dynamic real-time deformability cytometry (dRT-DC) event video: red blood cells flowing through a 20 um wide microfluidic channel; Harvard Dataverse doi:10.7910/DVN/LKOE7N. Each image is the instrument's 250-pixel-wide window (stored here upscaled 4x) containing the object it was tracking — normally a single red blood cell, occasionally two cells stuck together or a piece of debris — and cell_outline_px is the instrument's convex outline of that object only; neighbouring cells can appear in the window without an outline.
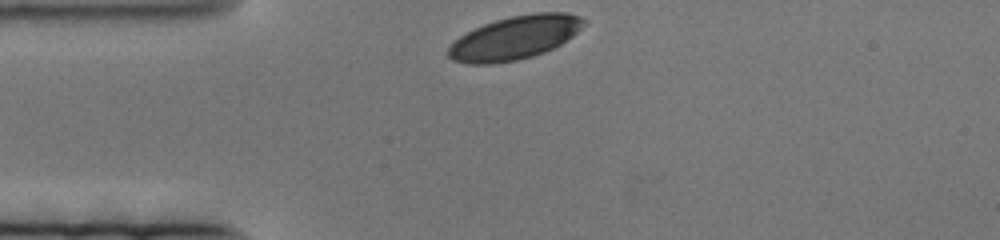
{"species": "human", "species_latin": "Homo sapiens", "temperature_condition": "cold", "stored_images_in_passage": 48, "camera_frame_rate_fps": 3000, "um_per_image_px": 0.085, "donor": {"sex": "female"}, "frame": {"image": 1, "passage_image": 1, "time_ms": 0.0, "image_size_px": [1000, 240], "cell_outline_px": [[588, 20], [572, 36], [560, 44], [544, 52], [532, 56], [516, 60], [492, 64], [468, 64], [452, 60], [448, 56], [448, 48], [460, 36], [484, 24], [496, 20], [512, 16], [536, 12], [564, 12], [580, 16]], "centroid_in_image_um": [43.77, 3.21], "position_along_channel_um": 41.2, "area_um2": 33.99}}
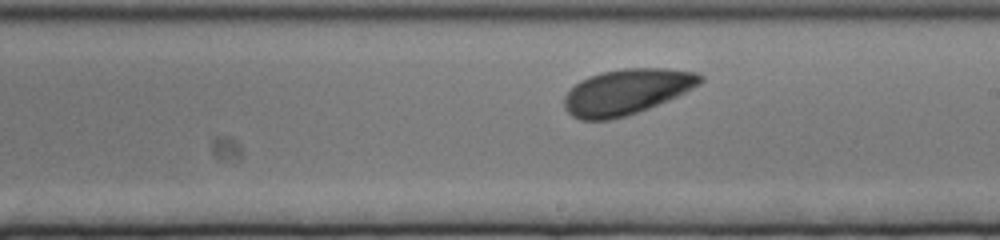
{"frame": {"image": 2, "passage_image": 28, "time_ms": 9.0, "image_size_px": [1000, 240], "cell_outline_px": [[704, 80], [700, 84], [668, 100], [648, 108], [624, 116], [608, 120], [580, 120], [572, 116], [564, 108], [564, 96], [580, 80], [588, 76], [600, 72], [624, 68], [668, 68], [696, 72], [704, 76]], "centroid_in_image_um": [53.25, 7.79], "position_along_channel_um": 235.7, "area_um2": 36.01}}
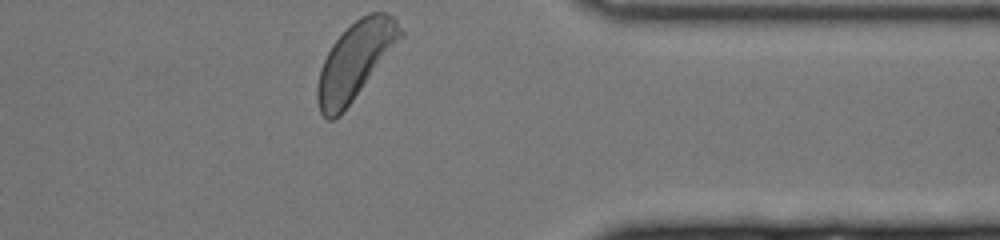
{"frame": {"image": 3, "passage_image": 48, "time_ms": 15.667, "image_size_px": [1000, 240], "cell_outline_px": [[404, 36], [340, 116], [332, 120], [328, 120], [320, 112], [316, 100], [316, 88], [320, 68], [332, 44], [360, 16], [368, 12], [384, 12], [392, 16], [396, 20], [404, 32]], "centroid_in_image_um": [30.19, 5.18], "position_along_channel_um": 381.2, "area_um2": 36.99}}